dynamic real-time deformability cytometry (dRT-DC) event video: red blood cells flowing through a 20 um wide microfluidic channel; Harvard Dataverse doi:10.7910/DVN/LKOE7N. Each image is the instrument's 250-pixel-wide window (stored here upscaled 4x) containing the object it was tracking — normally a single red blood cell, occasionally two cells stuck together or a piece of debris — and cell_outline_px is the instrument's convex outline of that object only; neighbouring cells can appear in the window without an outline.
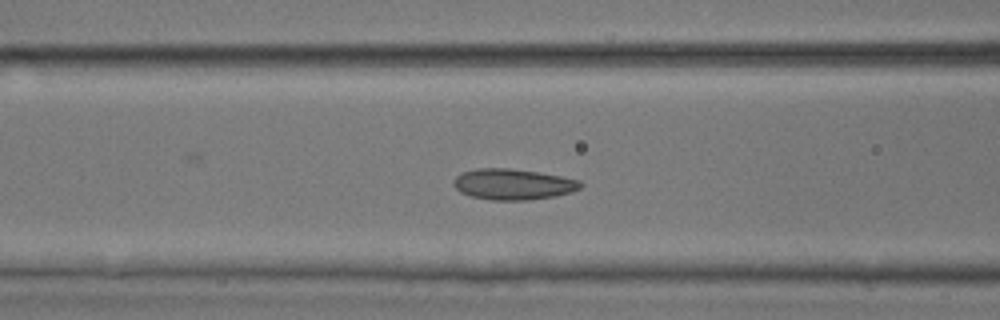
{"species": "common noctule bat (a hibernating species)", "species_latin": "Nyctalus noctula", "temperature_condition": "room temperature", "stored_images_in_passage": 46, "camera_frame_rate_fps": 3000, "um_per_image_px": 0.085, "animal": {"sex": "male", "body_mass_g": 17.9, "forearm_length_mm": 54.2}, "frame": {"image": 1, "passage_image": 19, "time_ms": 6.0, "image_size_px": [1000, 320], "cell_outline_px": [[584, 184], [580, 188], [572, 192], [556, 196], [528, 200], [492, 200], [472, 196], [460, 192], [452, 184], [456, 176], [460, 172], [476, 168], [508, 168], [540, 172], [580, 180]], "centroid_in_image_um": [43.61, 15.65], "position_along_channel_um": 123.0, "area_um2": 23.0}}
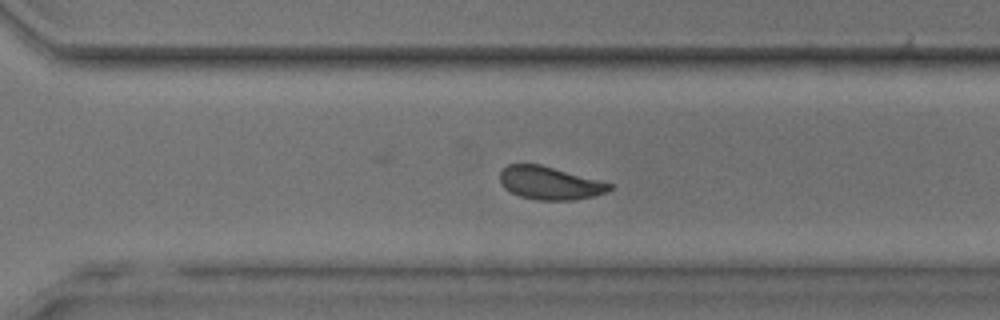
{"frame": {"image": 2, "passage_image": 33, "time_ms": 10.667, "image_size_px": [1000, 320], "cell_outline_px": [[612, 188], [604, 192], [592, 196], [572, 200], [536, 200], [520, 196], [504, 188], [500, 184], [500, 172], [508, 164], [540, 164], [612, 184]], "centroid_in_image_um": [46.67, 15.56], "position_along_channel_um": 323.9, "area_um2": 20.75}}
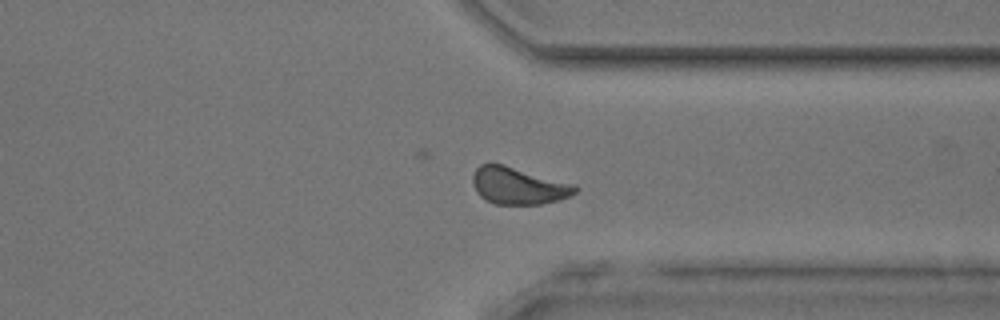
{"frame": {"image": 3, "passage_image": 36, "time_ms": 11.667, "image_size_px": [1000, 320], "cell_outline_px": [[580, 188], [576, 192], [560, 200], [540, 204], [496, 204], [484, 200], [476, 192], [472, 180], [472, 176], [476, 168], [480, 164], [504, 164], [572, 184]], "centroid_in_image_um": [44.02, 15.8], "position_along_channel_um": 367.4, "area_um2": 21.96}}